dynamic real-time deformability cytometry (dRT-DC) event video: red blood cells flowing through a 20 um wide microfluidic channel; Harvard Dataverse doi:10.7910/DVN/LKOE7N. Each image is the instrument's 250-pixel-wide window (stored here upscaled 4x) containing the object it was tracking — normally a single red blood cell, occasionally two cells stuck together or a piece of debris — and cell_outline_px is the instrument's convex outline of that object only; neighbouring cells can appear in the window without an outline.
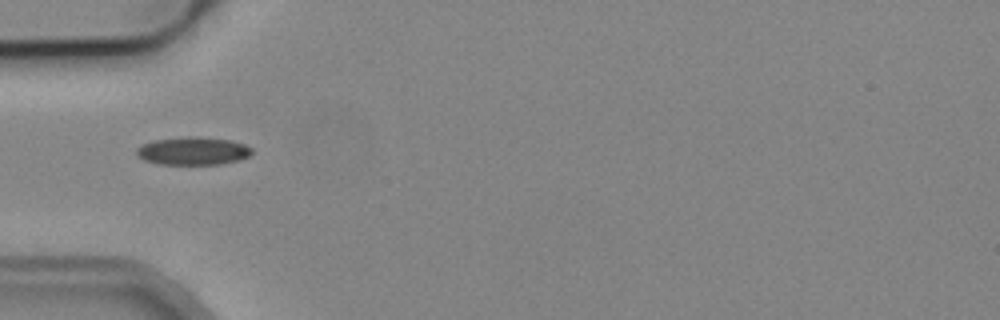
{"species": "common noctule bat (a hibernating species)", "species_latin": "Nyctalus noctula", "temperature_condition": "cold", "stored_images_in_passage": 7, "camera_frame_rate_fps": 3000, "um_per_image_px": 0.085, "animal": {"sex": "male", "body_mass_g": 19.2, "forearm_length_mm": 51.8}, "frame": {"image": 1, "passage_image": 4, "time_ms": 5.0, "image_size_px": [1000, 320], "cell_outline_px": [[252, 152], [248, 156], [240, 160], [220, 164], [160, 164], [144, 160], [136, 156], [136, 148], [140, 144], [152, 140], [188, 136], [200, 136], [232, 140], [244, 144], [252, 148]], "centroid_in_image_um": [16.37, 12.82], "position_along_channel_um": 68.6, "area_um2": 19.07}}
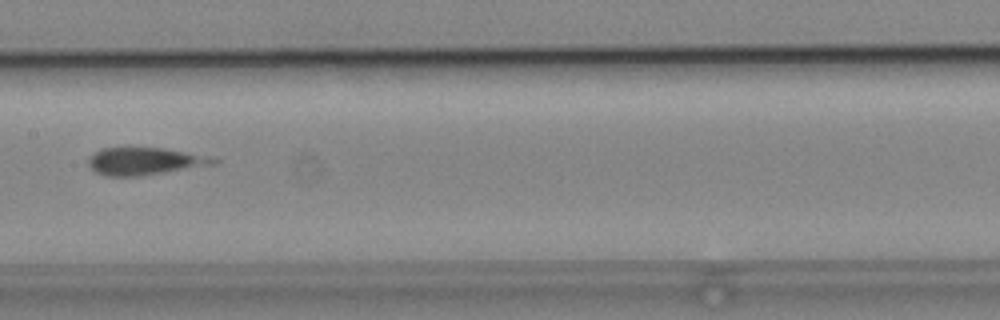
{"frame": {"image": 2, "passage_image": 7, "time_ms": 8.333, "image_size_px": [1000, 320], "cell_outline_px": [[220, 160], [216, 164], [164, 172], [136, 176], [104, 176], [96, 172], [88, 164], [88, 156], [92, 152], [100, 148], [164, 148], [216, 156]], "centroid_in_image_um": [12.33, 13.69], "position_along_channel_um": 195.1, "area_um2": 20.23}}